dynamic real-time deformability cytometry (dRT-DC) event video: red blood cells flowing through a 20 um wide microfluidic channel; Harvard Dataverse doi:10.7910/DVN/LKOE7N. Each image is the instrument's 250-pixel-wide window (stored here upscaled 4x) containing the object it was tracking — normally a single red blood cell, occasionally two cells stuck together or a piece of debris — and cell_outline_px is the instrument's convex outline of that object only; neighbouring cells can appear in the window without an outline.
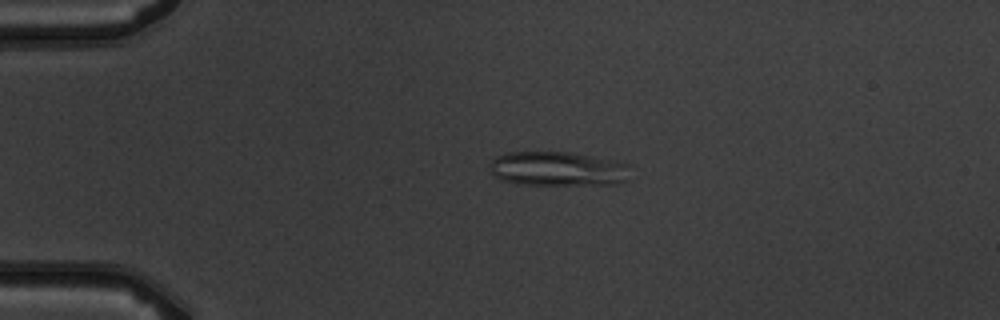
{"species": "common noctule bat (a hibernating species)", "species_latin": "Nyctalus noctula", "temperature_condition": "warm", "stored_images_in_passage": 6, "camera_frame_rate_fps": 3000, "um_per_image_px": 0.085, "animal": {"sex": "male", "body_mass_g": 19.5, "forearm_length_mm": 54.6}, "frame": {"image": 1, "passage_image": 4, "time_ms": 3.667, "image_size_px": [1000, 320], "cell_outline_px": [[628, 180], [616, 184], [516, 184], [500, 180], [492, 172], [492, 160], [496, 156], [508, 152], [572, 152], [628, 164]], "centroid_in_image_um": [47.4, 14.35], "position_along_channel_um": 37.6, "area_um2": 27.8}}
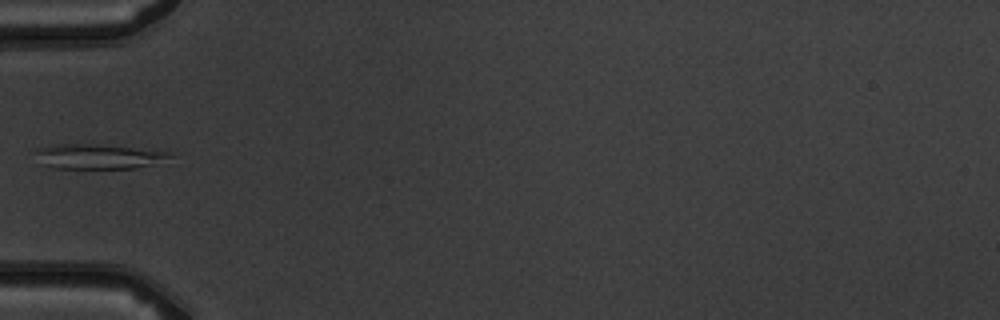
{"frame": {"image": 2, "passage_image": 6, "time_ms": 5.667, "image_size_px": [1000, 320], "cell_outline_px": [[172, 156], [136, 168], [52, 168], [44, 164], [36, 152], [36, 148], [56, 144], [96, 144], [172, 152]], "centroid_in_image_um": [8.3, 13.29], "position_along_channel_um": 76.7, "area_um2": 18.84}}